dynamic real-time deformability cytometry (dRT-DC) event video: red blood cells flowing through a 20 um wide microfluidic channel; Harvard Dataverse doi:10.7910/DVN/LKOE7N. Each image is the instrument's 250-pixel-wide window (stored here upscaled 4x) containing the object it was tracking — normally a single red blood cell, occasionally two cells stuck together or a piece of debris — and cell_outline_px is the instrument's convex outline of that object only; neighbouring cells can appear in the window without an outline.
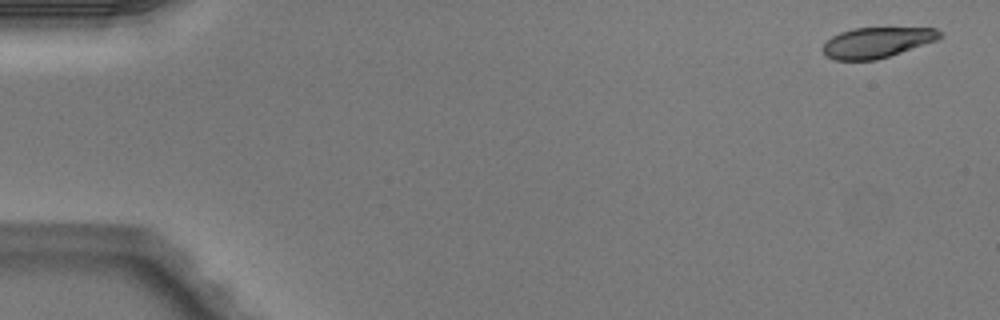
{"species": "Egyptian fruit bat (a non-hibernating species)", "species_latin": "Rousettus aegyptiacus", "temperature_condition": "warm", "stored_images_in_passage": 4, "camera_frame_rate_fps": 3000, "um_per_image_px": 0.085, "animal": {"sex": "male"}, "frame": {"image": 1, "passage_image": 1, "time_ms": 0.0, "image_size_px": [1000, 320], "cell_outline_px": [[944, 36], [936, 40], [876, 60], [836, 60], [828, 56], [824, 52], [824, 44], [832, 36], [840, 32], [856, 28], [936, 28]], "centroid_in_image_um": [74.55, 3.6], "position_along_channel_um": 10.5, "area_um2": 20.35}}
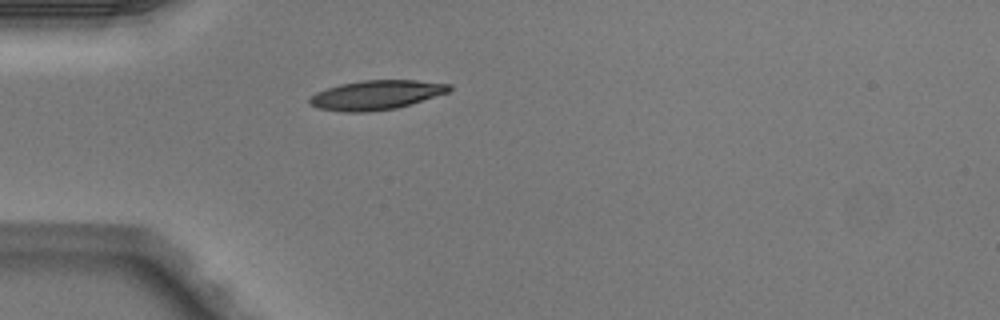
{"frame": {"image": 2, "passage_image": 4, "time_ms": 1.0, "image_size_px": [1000, 320], "cell_outline_px": [[452, 88], [448, 92], [412, 104], [396, 108], [368, 112], [340, 112], [316, 108], [308, 104], [308, 100], [316, 92], [340, 84], [360, 80], [416, 80], [452, 84]], "centroid_in_image_um": [31.96, 8.08], "position_along_channel_um": 53.0, "area_um2": 24.1}}